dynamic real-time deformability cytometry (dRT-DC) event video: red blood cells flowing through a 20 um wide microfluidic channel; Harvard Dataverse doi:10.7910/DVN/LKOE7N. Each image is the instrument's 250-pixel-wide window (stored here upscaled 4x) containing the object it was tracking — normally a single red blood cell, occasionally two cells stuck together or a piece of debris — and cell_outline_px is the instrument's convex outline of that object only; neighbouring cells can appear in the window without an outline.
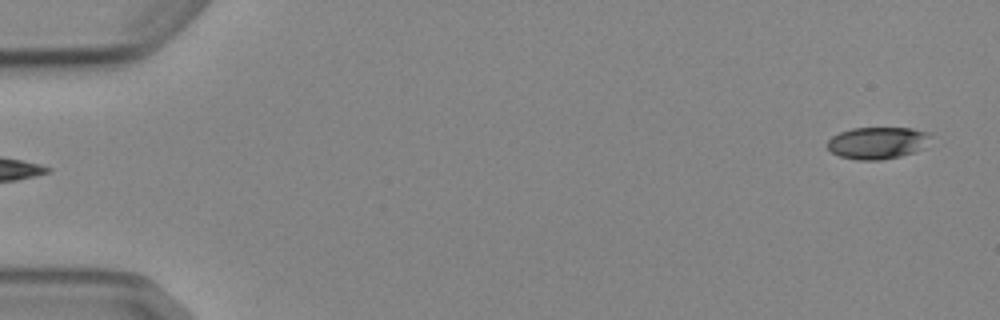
{"species": "Egyptian fruit bat (a non-hibernating species)", "species_latin": "Rousettus aegyptiacus", "temperature_condition": "cold", "stored_images_in_passage": 5, "segment_of_instrument_passage": [2, 2], "camera_frame_rate_fps": 3000, "um_per_image_px": 0.085, "animal": {"sex": "female"}, "frame": {"image": 1, "passage_image": 5, "time_ms": 4.667, "image_size_px": [1000, 320], "cell_outline_px": [[932, 132], [924, 148], [900, 156], [880, 160], [856, 160], [840, 156], [832, 152], [828, 148], [828, 140], [832, 136], [840, 132], [852, 128], [912, 128]], "centroid_in_image_um": [74.6, 12.14], "position_along_channel_um": 10.4, "area_um2": 19.25}}